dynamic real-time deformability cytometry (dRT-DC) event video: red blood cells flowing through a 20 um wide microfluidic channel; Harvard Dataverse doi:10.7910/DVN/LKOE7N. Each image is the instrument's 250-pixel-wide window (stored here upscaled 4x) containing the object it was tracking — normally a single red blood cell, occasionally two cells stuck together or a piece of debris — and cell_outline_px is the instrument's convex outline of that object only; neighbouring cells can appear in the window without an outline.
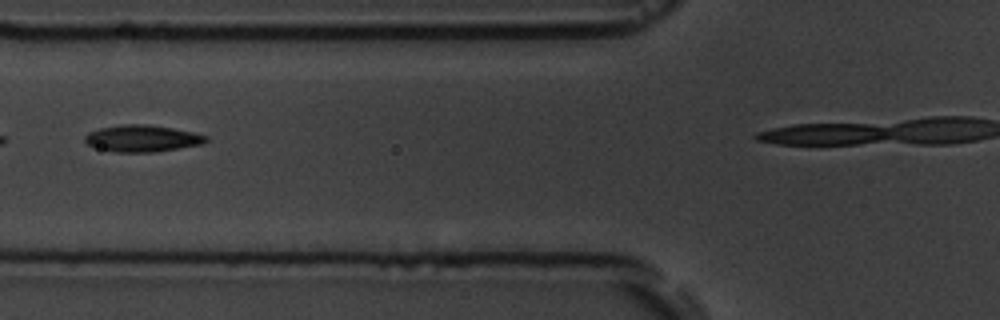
{"species": "common noctule bat (a hibernating species)", "species_latin": "Nyctalus noctula", "temperature_condition": "room temperature", "stored_images_in_passage": 3, "segment_of_instrument_passage": [1, 2], "camera_frame_rate_fps": 3000, "um_per_image_px": 0.085, "animal": {"sex": "male", "body_mass_g": 19.5, "forearm_length_mm": 54.6}, "frame": {"image": 1, "passage_image": 2, "time_ms": 1.0, "image_size_px": [1000, 320], "cell_outline_px": [[208, 140], [204, 144], [152, 152], [116, 152], [100, 148], [88, 144], [84, 140], [84, 136], [88, 132], [100, 128], [124, 124], [148, 124], [172, 128], [192, 132], [208, 136]], "centroid_in_image_um": [12.1, 11.76], "position_along_channel_um": 113.7, "area_um2": 18.73}}